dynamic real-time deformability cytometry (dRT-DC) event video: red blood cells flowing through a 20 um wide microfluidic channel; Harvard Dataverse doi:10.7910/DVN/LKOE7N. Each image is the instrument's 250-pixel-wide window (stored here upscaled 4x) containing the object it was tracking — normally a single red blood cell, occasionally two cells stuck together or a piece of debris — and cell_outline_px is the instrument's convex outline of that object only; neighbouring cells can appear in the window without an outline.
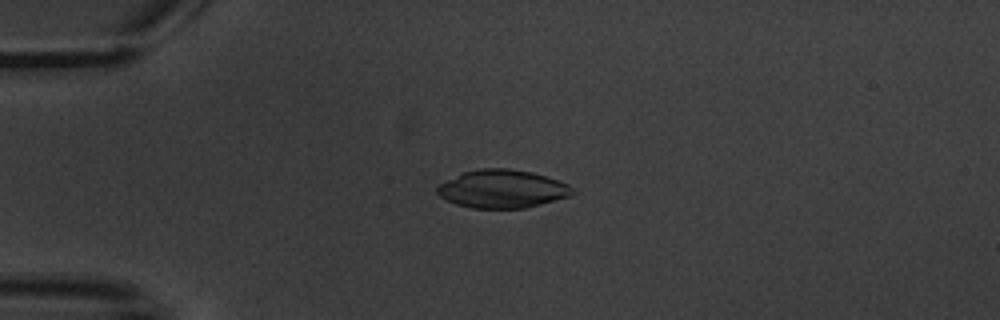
{"species": "common noctule bat (a hibernating species)", "species_latin": "Nyctalus noctula", "temperature_condition": "warm", "stored_images_in_passage": 7, "camera_frame_rate_fps": 3000, "um_per_image_px": 0.085, "animal": {"sex": "male", "body_mass_g": 20.1, "forearm_length_mm": 53.5}, "frame": {"image": 1, "passage_image": 5, "time_ms": 4.667, "image_size_px": [1000, 320], "cell_outline_px": [[576, 192], [568, 196], [524, 208], [472, 208], [456, 204], [440, 196], [436, 192], [436, 188], [440, 184], [464, 172], [480, 168], [508, 168], [532, 172], [568, 184]], "centroid_in_image_um": [42.68, 16.05], "position_along_channel_um": 42.3, "area_um2": 29.59}}